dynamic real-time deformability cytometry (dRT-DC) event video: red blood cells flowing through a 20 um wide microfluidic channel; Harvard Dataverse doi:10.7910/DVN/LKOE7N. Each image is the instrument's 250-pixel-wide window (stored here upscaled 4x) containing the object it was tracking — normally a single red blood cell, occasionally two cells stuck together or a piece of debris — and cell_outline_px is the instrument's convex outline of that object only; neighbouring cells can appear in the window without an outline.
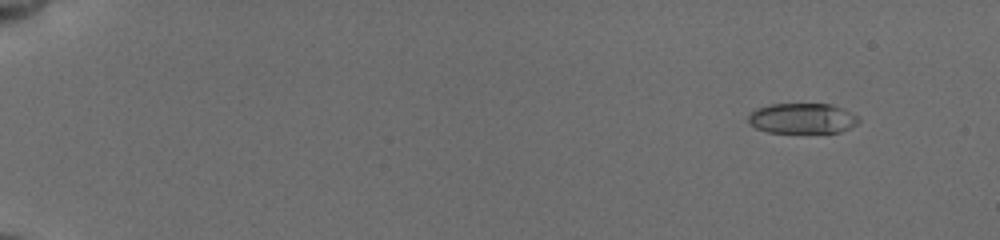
{"species": "common noctule bat (a hibernating species)", "species_latin": "Nyctalus noctula", "temperature_condition": "cold", "stored_images_in_passage": 42, "camera_frame_rate_fps": 3000, "um_per_image_px": 0.085, "animal": {"sex": "female", "body_mass_g": 19.5, "forearm_length_mm": 54.1}, "frame": {"image": 1, "passage_image": 3, "time_ms": 1.667, "image_size_px": [1000, 240], "cell_outline_px": [[860, 120], [856, 124], [840, 132], [768, 132], [756, 128], [748, 120], [748, 116], [756, 108], [768, 104], [832, 104], [856, 116]], "centroid_in_image_um": [68.16, 10.05], "position_along_channel_um": 16.8, "area_um2": 19.19}}
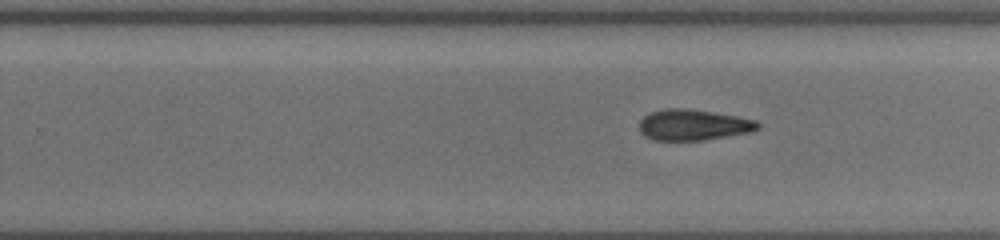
{"frame": {"image": 2, "passage_image": 25, "time_ms": 12.333, "image_size_px": [1000, 240], "cell_outline_px": [[760, 128], [748, 132], [700, 140], [656, 140], [640, 132], [640, 120], [644, 116], [652, 112], [664, 108], [684, 108], [712, 112], [736, 116], [756, 120], [760, 124]], "centroid_in_image_um": [58.92, 10.6], "position_along_channel_um": 270.9, "area_um2": 20.92}}
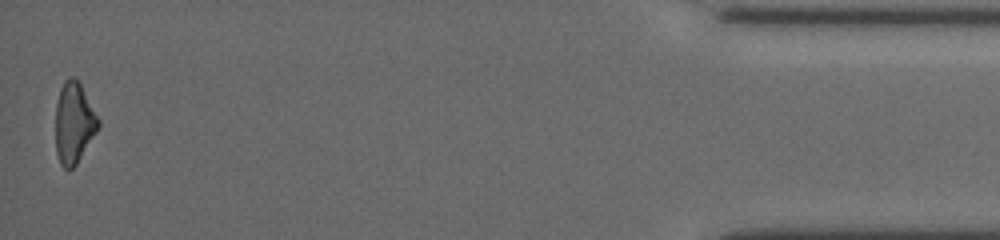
{"frame": {"image": 3, "passage_image": 42, "time_ms": 18.333, "image_size_px": [1000, 240], "cell_outline_px": [[100, 124], [96, 132], [76, 164], [72, 168], [64, 168], [60, 164], [56, 152], [56, 104], [60, 88], [64, 80], [68, 76], [72, 76], [80, 80], [100, 120]], "centroid_in_image_um": [6.29, 10.38], "position_along_channel_um": 428.9, "area_um2": 20.35}, "authors_computed_cell_mechanics": {"area_um2": 20.9236, "velocity_mm_per_s": 3.8398, "shape_relaxation_time_tau1_ms": null, "shape_relaxation_time_tau2_ms": 5.9935, "deformation_change_tau1": null, "deformation_change_tau2": 0.1512}}